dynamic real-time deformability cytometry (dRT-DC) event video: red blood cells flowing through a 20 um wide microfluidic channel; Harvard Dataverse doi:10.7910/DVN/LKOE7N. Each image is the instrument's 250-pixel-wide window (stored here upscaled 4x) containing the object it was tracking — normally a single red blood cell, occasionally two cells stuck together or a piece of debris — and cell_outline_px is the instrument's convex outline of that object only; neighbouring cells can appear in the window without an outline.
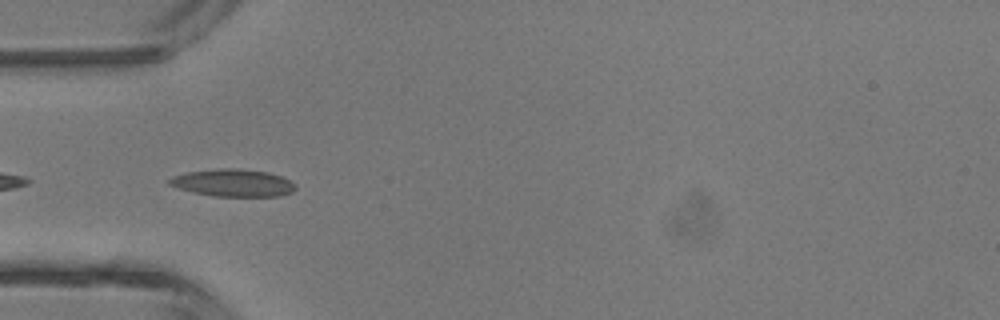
{"species": "common noctule bat (a hibernating species)", "species_latin": "Nyctalus noctula", "temperature_condition": "room temperature", "stored_images_in_passage": 6, "camera_frame_rate_fps": 3000, "um_per_image_px": 0.085, "animal": {"sex": "male", "body_mass_g": 13.3}, "frame": {"image": 1, "passage_image": 4, "time_ms": 3.667, "image_size_px": [1000, 320], "cell_outline_px": [[296, 188], [292, 192], [280, 196], [212, 196], [192, 192], [168, 184], [168, 180], [172, 176], [188, 172], [220, 168], [236, 168], [268, 172], [280, 176], [296, 184]], "centroid_in_image_um": [19.81, 15.54], "position_along_channel_um": 65.2, "area_um2": 20.06}}
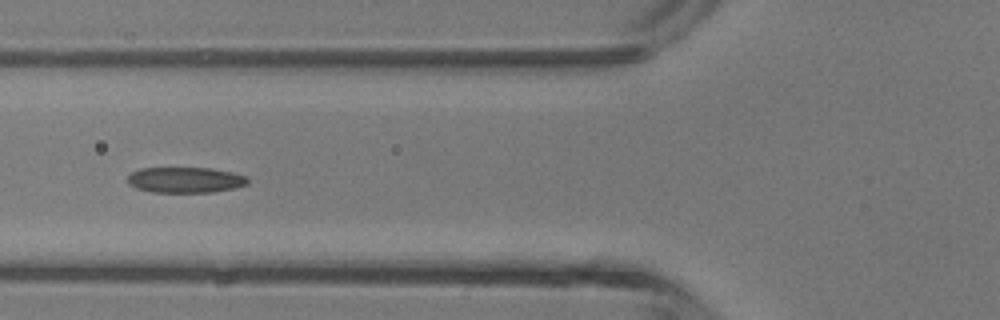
{"frame": {"image": 2, "passage_image": 5, "time_ms": 4.667, "image_size_px": [1000, 320], "cell_outline_px": [[248, 184], [236, 188], [212, 192], [152, 192], [136, 188], [128, 184], [128, 176], [132, 172], [140, 168], [212, 168], [232, 172], [248, 176]], "centroid_in_image_um": [15.78, 15.29], "position_along_channel_um": 110.0, "area_um2": 18.09}}
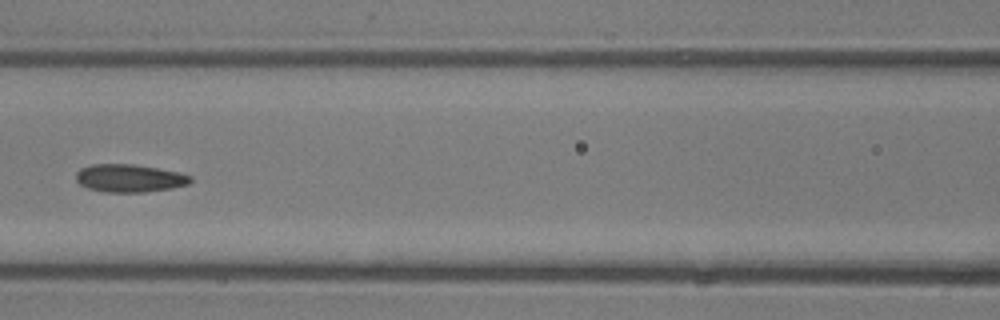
{"frame": {"image": 3, "passage_image": 6, "time_ms": 5.667, "image_size_px": [1000, 320], "cell_outline_px": [[192, 180], [188, 184], [172, 188], [144, 192], [104, 192], [88, 188], [80, 184], [76, 180], [76, 172], [80, 168], [92, 164], [132, 164], [180, 172], [192, 176]], "centroid_in_image_um": [11.0, 15.14], "position_along_channel_um": 155.6, "area_um2": 18.61}}